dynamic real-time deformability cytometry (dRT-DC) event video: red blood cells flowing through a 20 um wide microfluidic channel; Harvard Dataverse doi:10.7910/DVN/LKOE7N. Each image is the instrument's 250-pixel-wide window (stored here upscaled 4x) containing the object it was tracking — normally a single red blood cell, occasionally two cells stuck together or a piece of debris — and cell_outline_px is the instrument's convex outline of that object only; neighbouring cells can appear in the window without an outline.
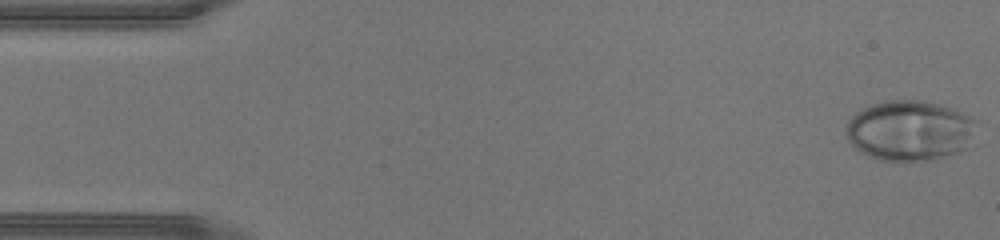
{"species": "human", "species_latin": "Homo sapiens", "temperature_condition": "warm", "stored_images_in_passage": 41, "camera_frame_rate_fps": 3000, "um_per_image_px": 0.085, "donor": {"sex": "male"}, "frame": {"image": 1, "passage_image": 1, "time_ms": 0.0, "image_size_px": [1000, 240], "cell_outline_px": [[976, 120], [972, 148], [928, 160], [880, 160], [868, 156], [852, 148], [844, 132], [848, 120], [856, 112], [872, 104], [888, 100], [924, 100], [956, 108]], "centroid_in_image_um": [77.34, 11.09], "position_along_channel_um": 7.7, "area_um2": 46.53}}
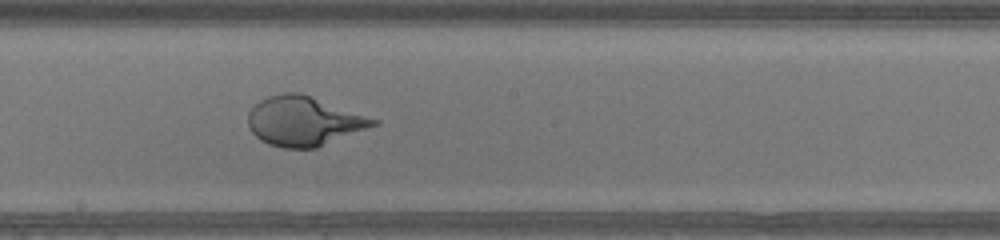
{"frame": {"image": 2, "passage_image": 24, "time_ms": 7.667, "image_size_px": [1000, 240], "cell_outline_px": [[380, 124], [316, 148], [284, 148], [268, 144], [260, 140], [252, 132], [248, 124], [248, 112], [260, 100], [268, 96], [284, 92], [300, 92], [380, 120]], "centroid_in_image_um": [25.84, 10.29], "position_along_channel_um": 222.4, "area_um2": 36.13}}
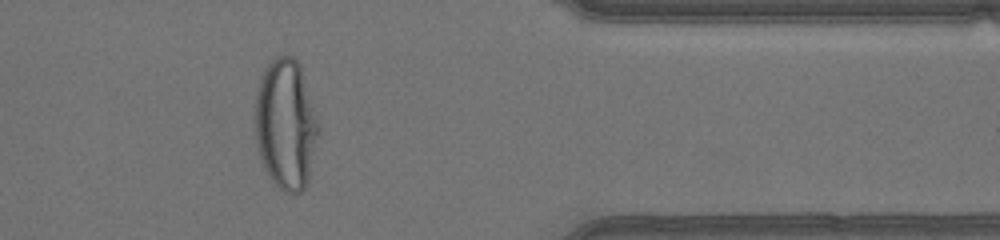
{"frame": {"image": 3, "passage_image": 36, "time_ms": 11.667, "image_size_px": [1000, 240], "cell_outline_px": [[320, 128], [308, 184], [296, 196], [284, 192], [272, 180], [264, 168], [256, 144], [252, 112], [256, 92], [260, 76], [264, 68], [276, 56], [292, 56], [300, 64]], "centroid_in_image_um": [24.26, 10.58], "position_along_channel_um": 387.1, "area_um2": 49.07}}